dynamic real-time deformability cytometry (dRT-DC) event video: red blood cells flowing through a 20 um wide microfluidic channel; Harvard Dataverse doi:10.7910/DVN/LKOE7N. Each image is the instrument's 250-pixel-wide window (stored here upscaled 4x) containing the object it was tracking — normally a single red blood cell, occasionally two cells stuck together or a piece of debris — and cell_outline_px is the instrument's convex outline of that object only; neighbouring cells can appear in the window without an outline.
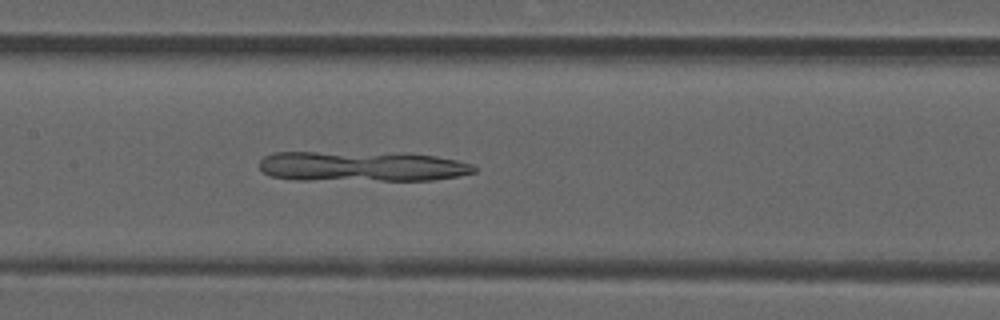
{"species": "common noctule bat (a hibernating species)", "species_latin": "Nyctalus noctula", "temperature_condition": "room temperature", "stored_images_in_passage": 49, "camera_frame_rate_fps": 3000, "um_per_image_px": 0.085, "animal": {"sex": "male", "forearm_length_mm": 52.5}, "frame": {"image": 1, "passage_image": 24, "time_ms": 7.667, "image_size_px": [1000, 320], "cell_outline_px": [[476, 172], [460, 176], [432, 180], [300, 180], [272, 176], [264, 172], [260, 168], [260, 160], [264, 156], [272, 152], [404, 152], [436, 156], [456, 160], [472, 164], [476, 168]], "centroid_in_image_um": [30.79, 14.13], "position_along_channel_um": 176.6, "area_um2": 38.38}}
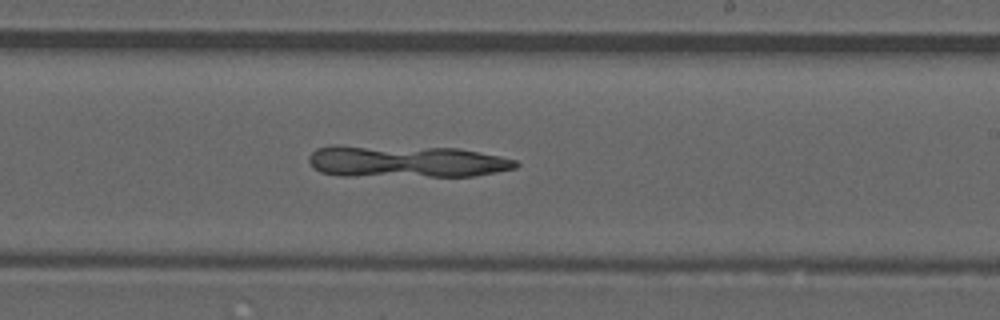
{"frame": {"image": 2, "passage_image": 30, "time_ms": 9.667, "image_size_px": [1000, 320], "cell_outline_px": [[520, 164], [516, 168], [496, 172], [472, 176], [340, 176], [320, 172], [312, 168], [308, 160], [308, 156], [316, 148], [332, 144], [340, 144], [460, 148], [500, 156], [516, 160]], "centroid_in_image_um": [34.44, 13.7], "position_along_channel_um": 254.6, "area_um2": 39.65}}
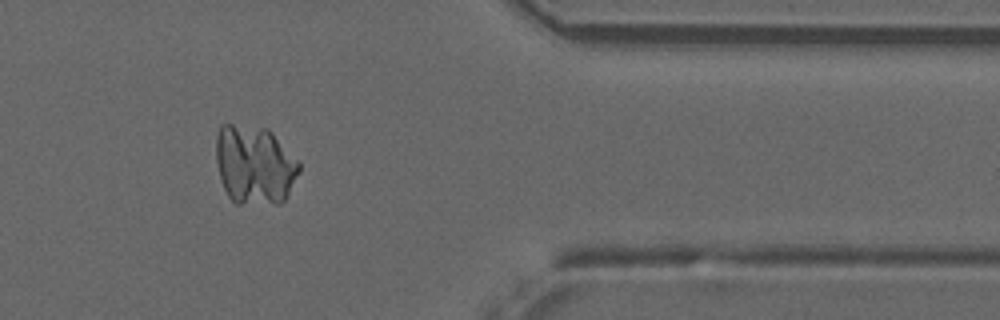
{"frame": {"image": 3, "passage_image": 42, "time_ms": 13.667, "image_size_px": [1000, 320], "cell_outline_px": [[300, 172], [288, 196], [280, 204], [236, 204], [228, 196], [220, 180], [216, 160], [216, 136], [220, 124], [232, 124], [268, 128], [300, 160]], "centroid_in_image_um": [21.66, 14.02], "position_along_channel_um": 389.7, "area_um2": 39.13}}